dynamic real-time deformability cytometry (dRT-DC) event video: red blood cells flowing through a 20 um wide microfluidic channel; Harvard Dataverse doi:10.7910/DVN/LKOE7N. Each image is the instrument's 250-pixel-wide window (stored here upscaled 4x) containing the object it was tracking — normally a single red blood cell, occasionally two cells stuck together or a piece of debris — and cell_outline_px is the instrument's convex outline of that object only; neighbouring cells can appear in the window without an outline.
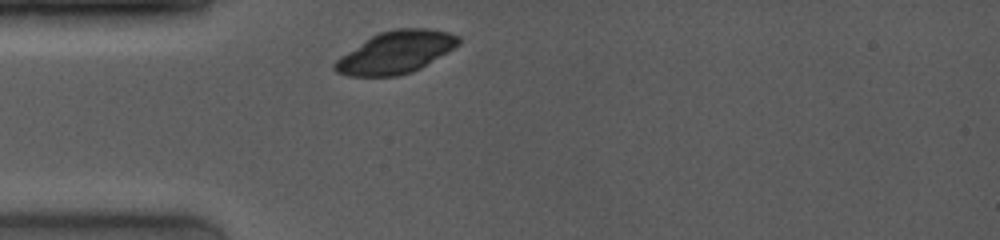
{"species": "common noctule bat (a hibernating species)", "species_latin": "Nyctalus noctula", "temperature_condition": "room temperature", "stored_images_in_passage": 2, "camera_frame_rate_fps": 4000, "um_per_image_px": 0.085, "animal": {"sex": "female", "body_mass_g": 19.0, "forearm_length_mm": 53.3}, "frame": {"image": 1, "passage_image": 1, "time_ms": 0.0, "image_size_px": [1000, 240], "cell_outline_px": [[460, 44], [448, 52], [420, 68], [412, 72], [396, 76], [348, 76], [336, 72], [332, 68], [332, 64], [340, 56], [372, 36], [380, 32], [396, 28], [428, 28], [448, 32], [460, 36]], "centroid_in_image_um": [33.65, 4.45], "position_along_channel_um": 51.4, "area_um2": 30.4}}